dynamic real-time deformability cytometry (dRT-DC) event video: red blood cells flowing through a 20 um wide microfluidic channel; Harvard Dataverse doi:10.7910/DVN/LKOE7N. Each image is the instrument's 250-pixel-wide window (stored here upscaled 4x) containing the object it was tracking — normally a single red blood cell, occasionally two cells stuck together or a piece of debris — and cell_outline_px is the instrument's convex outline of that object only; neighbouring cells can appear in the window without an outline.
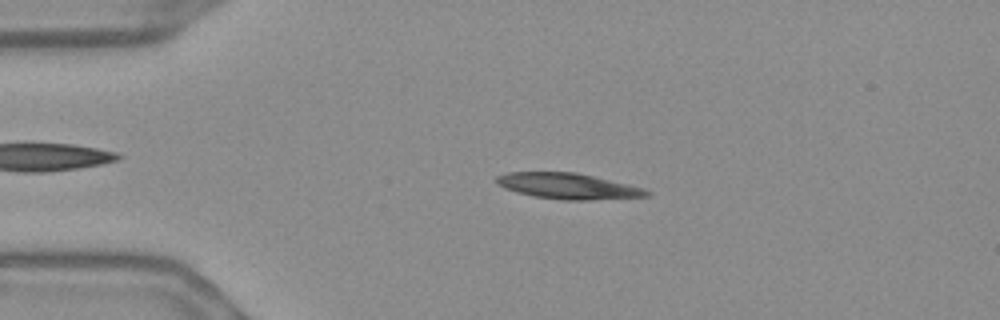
{"species": "Egyptian fruit bat (a non-hibernating species)", "species_latin": "Rousettus aegyptiacus", "temperature_condition": "warm", "stored_images_in_passage": 54, "camera_frame_rate_fps": 3000, "um_per_image_px": 0.085, "frame": {"image": 1, "passage_image": 11, "time_ms": 3.333, "image_size_px": [1000, 320], "cell_outline_px": [[652, 192], [648, 196], [588, 200], [564, 200], [532, 196], [516, 192], [504, 188], [496, 184], [496, 176], [508, 172], [576, 172], [628, 184], [644, 188]], "centroid_in_image_um": [48.25, 15.82], "position_along_channel_um": 36.7, "area_um2": 22.6}}
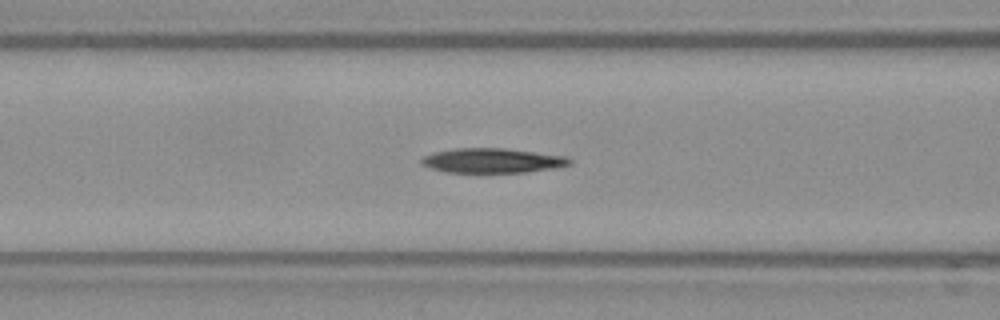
{"frame": {"image": 2, "passage_image": 21, "time_ms": 6.667, "image_size_px": [1000, 320], "cell_outline_px": [[572, 164], [552, 168], [524, 172], [444, 172], [420, 164], [420, 160], [424, 156], [432, 152], [456, 148], [504, 148], [564, 156], [572, 160]], "centroid_in_image_um": [41.8, 13.64], "position_along_channel_um": 124.8, "area_um2": 21.1}}
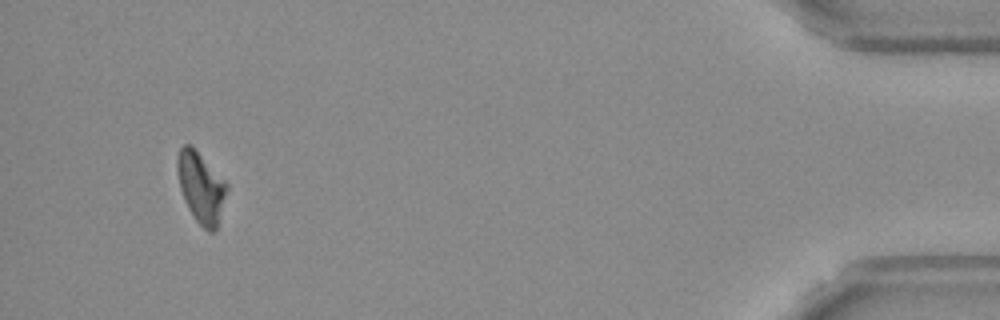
{"frame": {"image": 3, "passage_image": 51, "time_ms": 16.667, "image_size_px": [1000, 320], "cell_outline_px": [[228, 188], [216, 228], [212, 232], [208, 232], [196, 220], [188, 208], [184, 200], [180, 188], [176, 168], [176, 156], [180, 148], [184, 144], [192, 144], [228, 184]], "centroid_in_image_um": [17.06, 15.87], "position_along_channel_um": 418.1, "area_um2": 20.4}, "authors_computed_cell_mechanics": {"area_um2": 21.7328, "velocity_mm_per_s": 3.6765, "shape_relaxation_time_tau1_ms": 9.7026, "shape_relaxation_time_tau2_ms": 4.3406, "deformation_change_tau1": 0.221, "deformation_change_tau2": 0.1047}}